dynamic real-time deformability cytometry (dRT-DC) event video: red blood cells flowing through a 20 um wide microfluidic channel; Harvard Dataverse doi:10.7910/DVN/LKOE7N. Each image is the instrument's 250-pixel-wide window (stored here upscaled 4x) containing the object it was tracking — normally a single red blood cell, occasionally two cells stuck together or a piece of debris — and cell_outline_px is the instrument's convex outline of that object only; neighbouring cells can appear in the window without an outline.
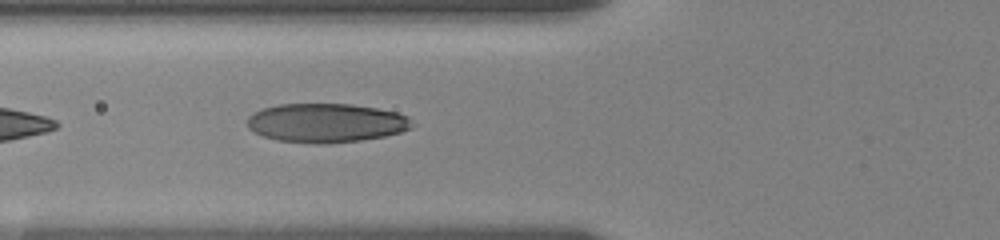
{"species": "human", "species_latin": "Homo sapiens", "temperature_condition": "room temperature", "stored_images_in_passage": 11, "camera_frame_rate_fps": 3000, "um_per_image_px": 0.085, "donor": {"sex": "female"}, "frame": {"image": 1, "passage_image": 11, "time_ms": 6.667, "image_size_px": [1000, 240], "cell_outline_px": [[412, 128], [400, 132], [384, 136], [360, 140], [328, 144], [316, 144], [276, 140], [264, 136], [248, 128], [248, 116], [252, 112], [264, 108], [280, 104], [352, 104], [376, 108], [396, 112], [408, 116], [412, 124]], "centroid_in_image_um": [27.72, 10.45], "position_along_channel_um": 98.1, "area_um2": 37.45}}